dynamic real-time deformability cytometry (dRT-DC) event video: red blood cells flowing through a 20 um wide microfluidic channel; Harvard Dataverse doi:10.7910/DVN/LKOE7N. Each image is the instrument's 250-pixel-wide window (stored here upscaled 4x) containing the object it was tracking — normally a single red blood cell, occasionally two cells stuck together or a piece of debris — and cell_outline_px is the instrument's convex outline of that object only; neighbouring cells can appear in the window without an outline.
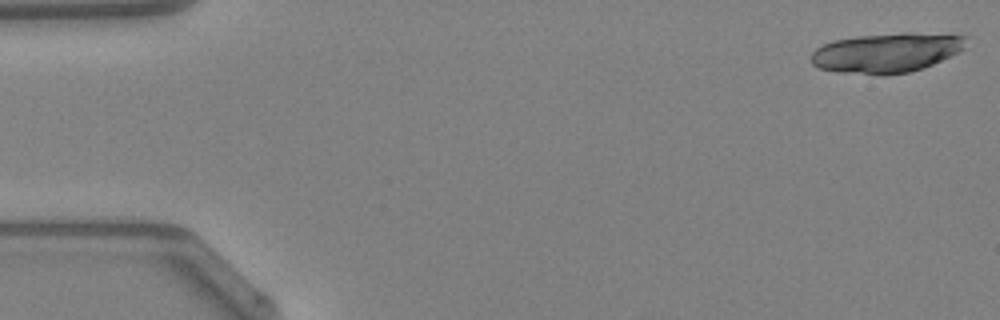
{"species": "Egyptian fruit bat (a non-hibernating species)", "species_latin": "Rousettus aegyptiacus", "temperature_condition": "warm", "stored_images_in_passage": 23, "camera_frame_rate_fps": 3000, "um_per_image_px": 0.085, "animal": {"sex": "female"}, "frame": {"image": 1, "passage_image": 1, "time_ms": 0.0, "image_size_px": [1000, 320], "cell_outline_px": [[968, 36], [964, 48], [932, 64], [908, 72], [884, 76], [840, 72], [816, 68], [812, 64], [812, 52], [816, 48], [832, 40], [856, 36], [908, 32], [912, 32]], "centroid_in_image_um": [75.31, 4.48], "position_along_channel_um": 9.7, "area_um2": 35.78}}